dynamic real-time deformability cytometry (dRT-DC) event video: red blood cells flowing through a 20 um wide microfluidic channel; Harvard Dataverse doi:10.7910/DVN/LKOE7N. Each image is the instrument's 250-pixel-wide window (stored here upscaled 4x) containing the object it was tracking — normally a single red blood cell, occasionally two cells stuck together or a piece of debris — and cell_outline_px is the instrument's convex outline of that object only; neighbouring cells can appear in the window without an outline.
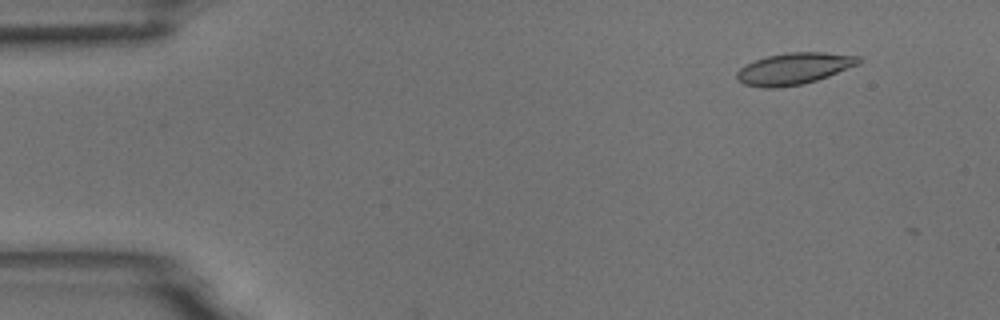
{"species": "common noctule bat (a hibernating species)", "species_latin": "Nyctalus noctula", "temperature_condition": "room temperature", "stored_images_in_passage": 4, "camera_frame_rate_fps": 3000, "um_per_image_px": 0.085, "animal": {"sex": "male", "body_mass_g": 18.8}, "frame": {"image": 1, "passage_image": 1, "time_ms": 0.0, "image_size_px": [1000, 320], "cell_outline_px": [[864, 60], [860, 64], [828, 76], [816, 80], [800, 84], [776, 88], [760, 88], [744, 84], [736, 80], [736, 72], [740, 68], [756, 60], [768, 56], [788, 52], [824, 52], [860, 56]], "centroid_in_image_um": [67.51, 5.83], "position_along_channel_um": 17.5, "area_um2": 22.48}}